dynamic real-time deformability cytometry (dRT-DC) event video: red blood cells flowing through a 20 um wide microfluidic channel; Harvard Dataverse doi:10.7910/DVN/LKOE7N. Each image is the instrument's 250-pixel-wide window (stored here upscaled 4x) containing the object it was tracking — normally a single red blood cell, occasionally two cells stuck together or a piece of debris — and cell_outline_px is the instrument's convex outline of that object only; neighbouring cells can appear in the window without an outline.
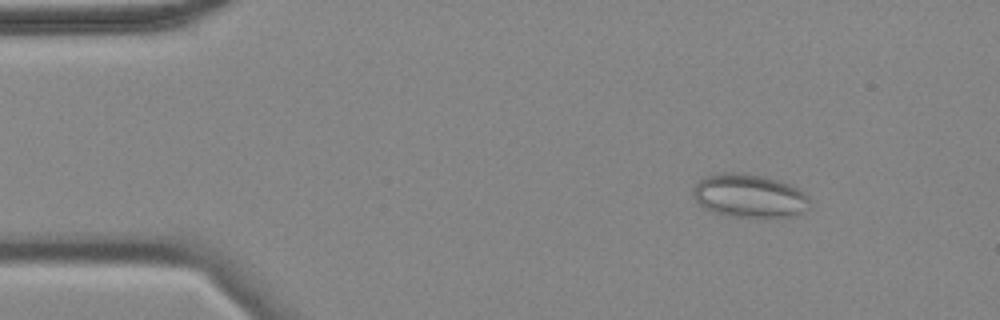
{"species": "common noctule bat (a hibernating species)", "species_latin": "Nyctalus noctula", "temperature_condition": "cold", "stored_images_in_passage": 57, "camera_frame_rate_fps": 3000, "um_per_image_px": 0.085, "animal": {"sex": "female", "body_mass_g": 18.4}, "frame": {"image": 1, "passage_image": 7, "time_ms": 2.0, "image_size_px": [1000, 320], "cell_outline_px": [[808, 208], [804, 212], [792, 216], [728, 216], [712, 212], [704, 208], [692, 196], [692, 188], [700, 180], [708, 176], [724, 172], [732, 172], [760, 176], [776, 180], [788, 184], [796, 188], [808, 196]], "centroid_in_image_um": [63.64, 16.65], "position_along_channel_um": 21.4, "area_um2": 28.96}}
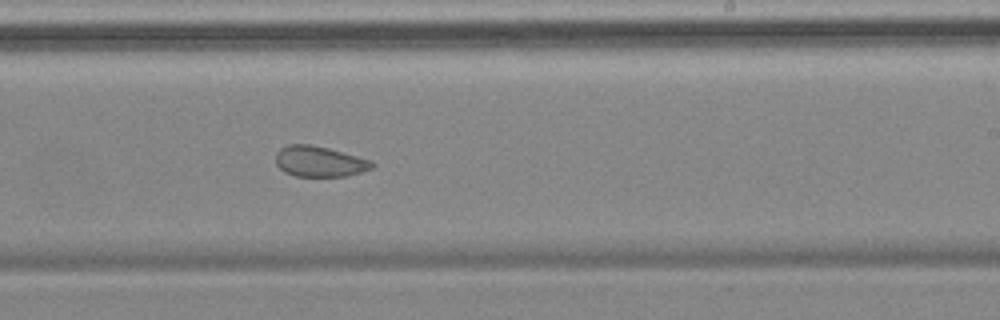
{"frame": {"image": 2, "passage_image": 34, "time_ms": 11.0, "image_size_px": [1000, 320], "cell_outline_px": [[376, 164], [372, 168], [348, 176], [296, 176], [284, 172], [276, 164], [276, 152], [280, 148], [288, 144], [312, 144], [328, 148], [372, 160]], "centroid_in_image_um": [27.15, 13.72], "position_along_channel_um": 261.8, "area_um2": 17.28}}
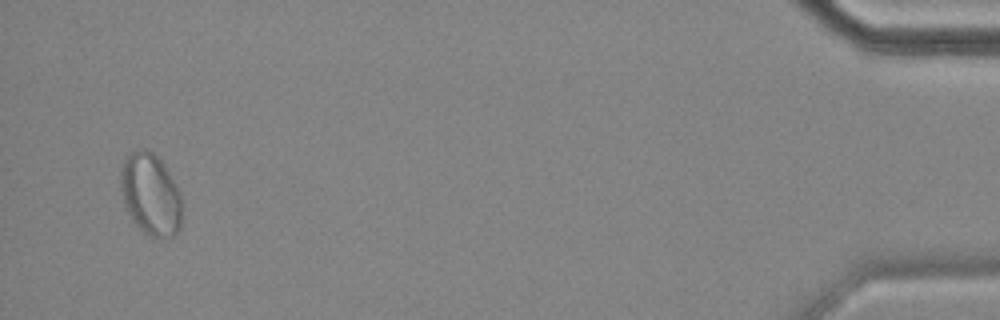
{"frame": {"image": 3, "passage_image": 55, "time_ms": 18.0, "image_size_px": [1000, 320], "cell_outline_px": [[180, 228], [172, 236], [152, 236], [144, 232], [136, 224], [128, 212], [124, 204], [120, 188], [120, 168], [124, 160], [132, 152], [144, 148], [152, 152], [160, 160], [172, 180], [180, 196]], "centroid_in_image_um": [12.75, 16.5], "position_along_channel_um": 422.4, "area_um2": 28.44}, "authors_computed_cell_mechanics": {"area_um2": 22.5998, "velocity_mm_per_s": 3.4831, "shape_relaxation_time_tau1_ms": null, "shape_relaxation_time_tau2_ms": 1.7948, "deformation_change_tau1": null, "deformation_change_tau2": 0.0583}}